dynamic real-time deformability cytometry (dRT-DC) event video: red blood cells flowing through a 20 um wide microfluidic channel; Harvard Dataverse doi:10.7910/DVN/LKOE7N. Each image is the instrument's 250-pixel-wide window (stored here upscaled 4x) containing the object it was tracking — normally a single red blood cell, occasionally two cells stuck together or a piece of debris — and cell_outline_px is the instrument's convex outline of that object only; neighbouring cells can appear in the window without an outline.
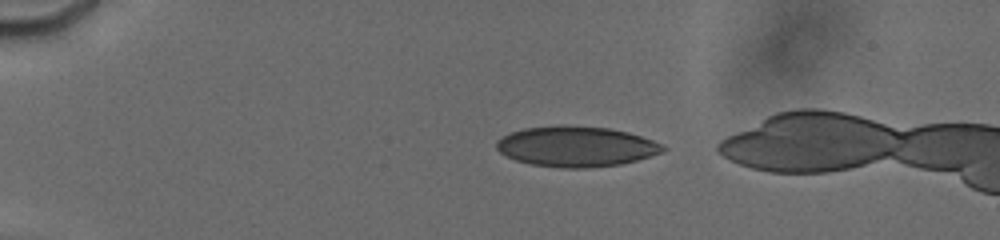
{"species": "human", "species_latin": "Homo sapiens", "temperature_condition": "cold", "stored_images_in_passage": 5, "camera_frame_rate_fps": 3000, "um_per_image_px": 0.085, "donor": {"sex": "male"}, "frame": {"image": 1, "passage_image": 2, "time_ms": 1.0, "image_size_px": [1000, 240], "cell_outline_px": [[668, 148], [664, 152], [636, 160], [620, 164], [588, 168], [564, 168], [532, 164], [516, 160], [500, 152], [496, 148], [496, 140], [512, 132], [524, 128], [560, 124], [564, 124], [608, 128], [628, 132], [652, 140]], "centroid_in_image_um": [48.97, 12.44], "position_along_channel_um": 36.0, "area_um2": 39.19}}
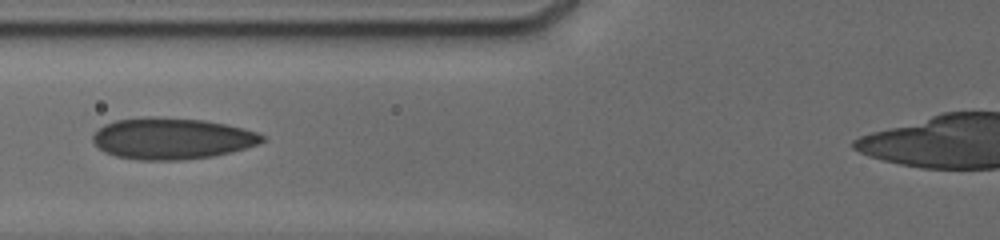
{"frame": {"image": 2, "passage_image": 5, "time_ms": 4.667, "image_size_px": [1000, 240], "cell_outline_px": [[268, 140], [232, 152], [212, 156], [180, 160], [136, 160], [116, 156], [104, 152], [92, 140], [92, 136], [104, 124], [116, 120], [152, 116], [204, 120], [228, 124], [260, 132]], "centroid_in_image_um": [14.64, 11.77], "position_along_channel_um": 111.2, "area_um2": 40.98}}